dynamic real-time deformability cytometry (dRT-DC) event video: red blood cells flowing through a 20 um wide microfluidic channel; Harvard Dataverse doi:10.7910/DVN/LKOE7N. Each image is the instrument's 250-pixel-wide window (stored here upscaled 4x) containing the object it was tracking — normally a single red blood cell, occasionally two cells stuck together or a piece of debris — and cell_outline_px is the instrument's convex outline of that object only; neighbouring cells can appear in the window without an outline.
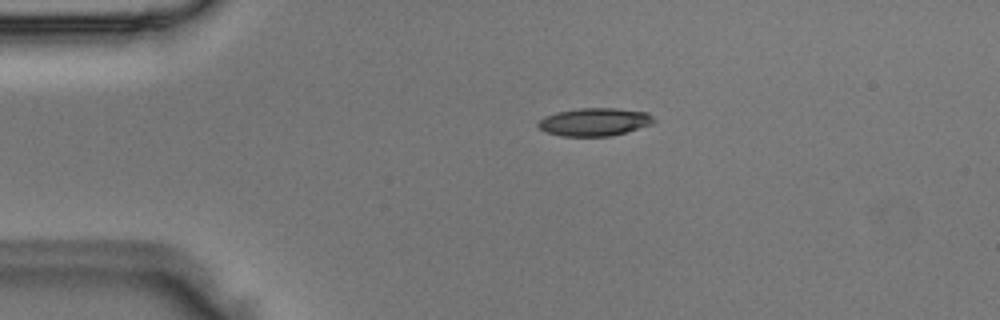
{"species": "Egyptian fruit bat (a non-hibernating species)", "species_latin": "Rousettus aegyptiacus", "temperature_condition": "room temperature", "stored_images_in_passage": 2, "camera_frame_rate_fps": 3000, "um_per_image_px": 0.085, "animal": {"sex": "male"}, "frame": {"image": 1, "passage_image": 1, "time_ms": 0.0, "image_size_px": [1000, 320], "cell_outline_px": [[656, 120], [652, 124], [612, 136], [560, 136], [548, 132], [540, 128], [536, 124], [544, 116], [556, 112], [580, 108], [616, 108], [648, 112]], "centroid_in_image_um": [50.54, 10.36], "position_along_channel_um": 34.5, "area_um2": 18.84}}